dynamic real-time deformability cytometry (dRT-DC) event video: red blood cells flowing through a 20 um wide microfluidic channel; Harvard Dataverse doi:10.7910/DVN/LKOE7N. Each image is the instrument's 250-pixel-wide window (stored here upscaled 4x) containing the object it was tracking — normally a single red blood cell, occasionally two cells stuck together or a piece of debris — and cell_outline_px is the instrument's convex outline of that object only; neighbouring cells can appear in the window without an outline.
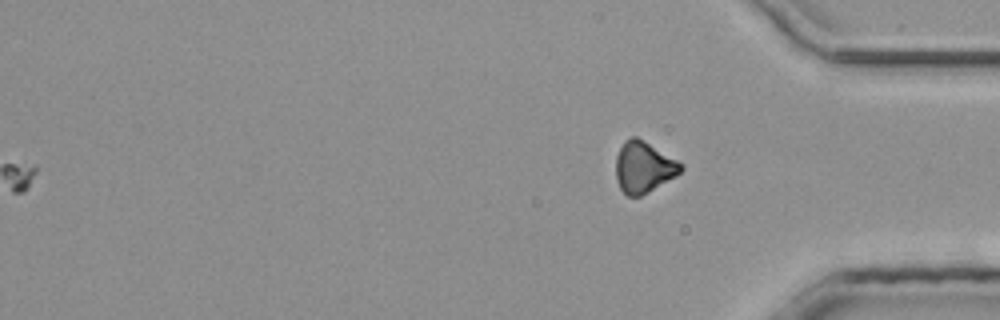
{"species": "common noctule bat (a hibernating species)", "species_latin": "Nyctalus noctula", "temperature_condition": "room temperature", "stored_images_in_passage": 33, "camera_frame_rate_fps": 3000, "um_per_image_px": 0.085, "animal": {"sex": "male", "body_mass_g": 20.4}, "frame": {"image": 1, "passage_image": 33, "time_ms": 10.667, "image_size_px": [1000, 320], "cell_outline_px": [[684, 168], [676, 176], [648, 192], [640, 196], [628, 196], [620, 188], [616, 176], [616, 156], [624, 140], [632, 136], [636, 136], [684, 164]], "centroid_in_image_um": [54.71, 14.2], "position_along_channel_um": 380.5, "area_um2": 19.25}}